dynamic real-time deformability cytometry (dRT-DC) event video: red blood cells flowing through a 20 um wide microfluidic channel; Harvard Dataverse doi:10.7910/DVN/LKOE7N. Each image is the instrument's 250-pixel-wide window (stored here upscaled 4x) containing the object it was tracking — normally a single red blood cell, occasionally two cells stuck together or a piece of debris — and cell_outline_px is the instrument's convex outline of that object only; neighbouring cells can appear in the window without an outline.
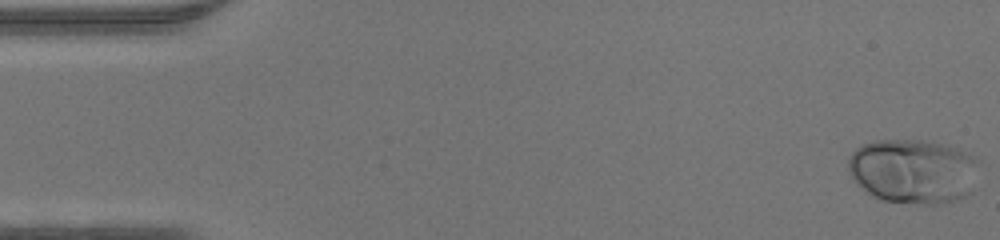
{"species": "human", "species_latin": "Homo sapiens", "temperature_condition": "warm", "stored_images_in_passage": 46, "camera_frame_rate_fps": 3000, "um_per_image_px": 0.085, "donor": {"sex": "male"}, "frame": {"image": 1, "passage_image": 1, "time_ms": 0.0, "image_size_px": [1000, 240], "cell_outline_px": [[980, 160], [968, 192], [964, 196], [940, 204], [924, 204], [880, 200], [872, 196], [856, 184], [852, 180], [848, 168], [848, 156], [860, 144], [872, 140], [924, 140], [948, 144], [976, 156]], "centroid_in_image_um": [77.56, 14.52], "position_along_channel_um": 7.4, "area_um2": 49.59}}
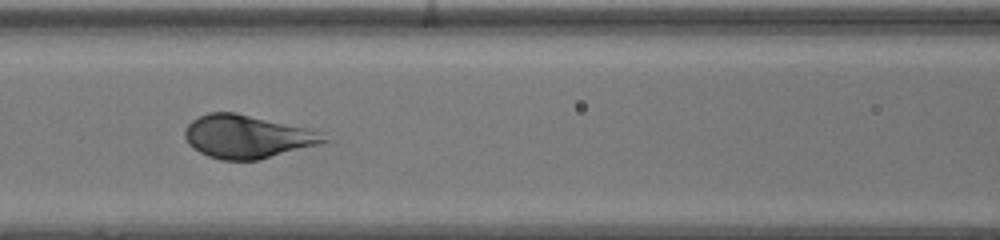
{"frame": {"image": 2, "passage_image": 20, "time_ms": 6.333, "image_size_px": [1000, 240], "cell_outline_px": [[332, 140], [320, 144], [260, 160], [220, 160], [208, 156], [192, 148], [188, 144], [184, 136], [184, 132], [188, 124], [192, 120], [208, 112], [236, 112], [312, 128], [320, 132]], "centroid_in_image_um": [21.05, 11.61], "position_along_channel_um": 145.6, "area_um2": 35.49}}
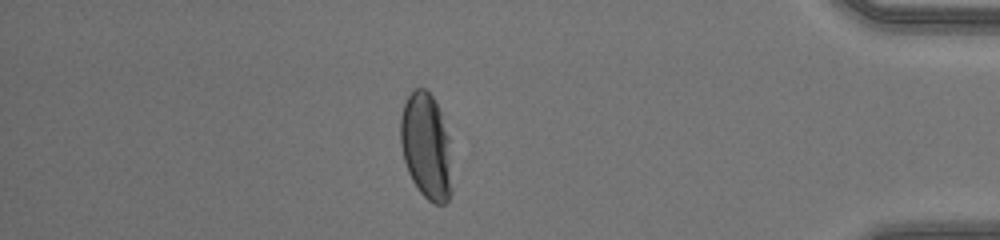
{"frame": {"image": 3, "passage_image": 40, "time_ms": 13.0, "image_size_px": [1000, 240], "cell_outline_px": [[452, 192], [448, 200], [444, 204], [436, 204], [428, 200], [420, 192], [412, 180], [408, 172], [404, 160], [400, 144], [400, 116], [404, 104], [412, 88], [424, 88], [432, 96], [440, 112], [448, 136], [452, 188]], "centroid_in_image_um": [36.21, 12.44], "position_along_channel_um": 399.0, "area_um2": 31.79}}